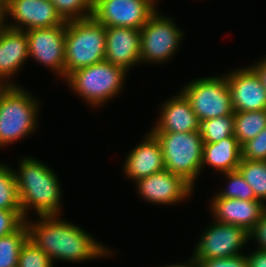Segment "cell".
<instances>
[{
	"mask_svg": "<svg viewBox=\"0 0 266 267\" xmlns=\"http://www.w3.org/2000/svg\"><path fill=\"white\" fill-rule=\"evenodd\" d=\"M39 221L25 219L29 239L51 260L81 262L110 255L111 250L101 245L83 228L62 220L58 215H39Z\"/></svg>",
	"mask_w": 266,
	"mask_h": 267,
	"instance_id": "1",
	"label": "cell"
},
{
	"mask_svg": "<svg viewBox=\"0 0 266 267\" xmlns=\"http://www.w3.org/2000/svg\"><path fill=\"white\" fill-rule=\"evenodd\" d=\"M18 166L19 170L13 172L24 218H28V211L33 208L38 216L59 215L62 192L53 169L32 157L22 158Z\"/></svg>",
	"mask_w": 266,
	"mask_h": 267,
	"instance_id": "2",
	"label": "cell"
},
{
	"mask_svg": "<svg viewBox=\"0 0 266 267\" xmlns=\"http://www.w3.org/2000/svg\"><path fill=\"white\" fill-rule=\"evenodd\" d=\"M106 27L93 17L66 23L64 79L83 67L105 60Z\"/></svg>",
	"mask_w": 266,
	"mask_h": 267,
	"instance_id": "3",
	"label": "cell"
},
{
	"mask_svg": "<svg viewBox=\"0 0 266 267\" xmlns=\"http://www.w3.org/2000/svg\"><path fill=\"white\" fill-rule=\"evenodd\" d=\"M39 102L19 85L0 87V148L34 133Z\"/></svg>",
	"mask_w": 266,
	"mask_h": 267,
	"instance_id": "4",
	"label": "cell"
},
{
	"mask_svg": "<svg viewBox=\"0 0 266 267\" xmlns=\"http://www.w3.org/2000/svg\"><path fill=\"white\" fill-rule=\"evenodd\" d=\"M151 133L161 145L165 169L181 176L194 188L202 172L204 142L200 131Z\"/></svg>",
	"mask_w": 266,
	"mask_h": 267,
	"instance_id": "5",
	"label": "cell"
},
{
	"mask_svg": "<svg viewBox=\"0 0 266 267\" xmlns=\"http://www.w3.org/2000/svg\"><path fill=\"white\" fill-rule=\"evenodd\" d=\"M127 72L104 60L75 70L64 80L86 103L99 107L120 94Z\"/></svg>",
	"mask_w": 266,
	"mask_h": 267,
	"instance_id": "6",
	"label": "cell"
},
{
	"mask_svg": "<svg viewBox=\"0 0 266 267\" xmlns=\"http://www.w3.org/2000/svg\"><path fill=\"white\" fill-rule=\"evenodd\" d=\"M179 91L188 99L200 122L219 116L234 115L225 75L194 79Z\"/></svg>",
	"mask_w": 266,
	"mask_h": 267,
	"instance_id": "7",
	"label": "cell"
},
{
	"mask_svg": "<svg viewBox=\"0 0 266 267\" xmlns=\"http://www.w3.org/2000/svg\"><path fill=\"white\" fill-rule=\"evenodd\" d=\"M156 10L140 29V62L164 63L178 49L184 32L171 18L161 16Z\"/></svg>",
	"mask_w": 266,
	"mask_h": 267,
	"instance_id": "8",
	"label": "cell"
},
{
	"mask_svg": "<svg viewBox=\"0 0 266 267\" xmlns=\"http://www.w3.org/2000/svg\"><path fill=\"white\" fill-rule=\"evenodd\" d=\"M156 4L155 0H93L92 17L105 27L140 30L156 11Z\"/></svg>",
	"mask_w": 266,
	"mask_h": 267,
	"instance_id": "9",
	"label": "cell"
},
{
	"mask_svg": "<svg viewBox=\"0 0 266 267\" xmlns=\"http://www.w3.org/2000/svg\"><path fill=\"white\" fill-rule=\"evenodd\" d=\"M202 234L193 251L195 260L241 255V249L250 241L244 228L216 220Z\"/></svg>",
	"mask_w": 266,
	"mask_h": 267,
	"instance_id": "10",
	"label": "cell"
},
{
	"mask_svg": "<svg viewBox=\"0 0 266 267\" xmlns=\"http://www.w3.org/2000/svg\"><path fill=\"white\" fill-rule=\"evenodd\" d=\"M25 32L28 36V56L64 79L66 23Z\"/></svg>",
	"mask_w": 266,
	"mask_h": 267,
	"instance_id": "11",
	"label": "cell"
},
{
	"mask_svg": "<svg viewBox=\"0 0 266 267\" xmlns=\"http://www.w3.org/2000/svg\"><path fill=\"white\" fill-rule=\"evenodd\" d=\"M7 15H11L13 24L5 22ZM62 23L67 21L60 16L56 6L49 0H11L3 18V25L23 31L58 26Z\"/></svg>",
	"mask_w": 266,
	"mask_h": 267,
	"instance_id": "12",
	"label": "cell"
},
{
	"mask_svg": "<svg viewBox=\"0 0 266 267\" xmlns=\"http://www.w3.org/2000/svg\"><path fill=\"white\" fill-rule=\"evenodd\" d=\"M136 182L138 193L145 201L160 205H173L189 198L193 187L181 176L164 169Z\"/></svg>",
	"mask_w": 266,
	"mask_h": 267,
	"instance_id": "13",
	"label": "cell"
},
{
	"mask_svg": "<svg viewBox=\"0 0 266 267\" xmlns=\"http://www.w3.org/2000/svg\"><path fill=\"white\" fill-rule=\"evenodd\" d=\"M225 76L234 112L266 110V89L251 66L236 69Z\"/></svg>",
	"mask_w": 266,
	"mask_h": 267,
	"instance_id": "14",
	"label": "cell"
},
{
	"mask_svg": "<svg viewBox=\"0 0 266 267\" xmlns=\"http://www.w3.org/2000/svg\"><path fill=\"white\" fill-rule=\"evenodd\" d=\"M210 209L216 221L235 225L251 232L266 211L260 200H240L213 196Z\"/></svg>",
	"mask_w": 266,
	"mask_h": 267,
	"instance_id": "15",
	"label": "cell"
},
{
	"mask_svg": "<svg viewBox=\"0 0 266 267\" xmlns=\"http://www.w3.org/2000/svg\"><path fill=\"white\" fill-rule=\"evenodd\" d=\"M28 36L25 31L9 28L3 25L0 28V85H17L12 76L21 69L28 58Z\"/></svg>",
	"mask_w": 266,
	"mask_h": 267,
	"instance_id": "16",
	"label": "cell"
},
{
	"mask_svg": "<svg viewBox=\"0 0 266 267\" xmlns=\"http://www.w3.org/2000/svg\"><path fill=\"white\" fill-rule=\"evenodd\" d=\"M105 60L126 71L140 63V30L106 27Z\"/></svg>",
	"mask_w": 266,
	"mask_h": 267,
	"instance_id": "17",
	"label": "cell"
},
{
	"mask_svg": "<svg viewBox=\"0 0 266 267\" xmlns=\"http://www.w3.org/2000/svg\"><path fill=\"white\" fill-rule=\"evenodd\" d=\"M123 169L124 175L133 182L165 169L161 145L150 131L144 140L129 152Z\"/></svg>",
	"mask_w": 266,
	"mask_h": 267,
	"instance_id": "18",
	"label": "cell"
},
{
	"mask_svg": "<svg viewBox=\"0 0 266 267\" xmlns=\"http://www.w3.org/2000/svg\"><path fill=\"white\" fill-rule=\"evenodd\" d=\"M161 106V115L150 132L200 131L201 122L181 91Z\"/></svg>",
	"mask_w": 266,
	"mask_h": 267,
	"instance_id": "19",
	"label": "cell"
},
{
	"mask_svg": "<svg viewBox=\"0 0 266 267\" xmlns=\"http://www.w3.org/2000/svg\"><path fill=\"white\" fill-rule=\"evenodd\" d=\"M241 159V145L234 136L203 144L202 168L208 165L221 174L231 172L237 170Z\"/></svg>",
	"mask_w": 266,
	"mask_h": 267,
	"instance_id": "20",
	"label": "cell"
},
{
	"mask_svg": "<svg viewBox=\"0 0 266 267\" xmlns=\"http://www.w3.org/2000/svg\"><path fill=\"white\" fill-rule=\"evenodd\" d=\"M266 127V110L234 112V137L240 145Z\"/></svg>",
	"mask_w": 266,
	"mask_h": 267,
	"instance_id": "21",
	"label": "cell"
},
{
	"mask_svg": "<svg viewBox=\"0 0 266 267\" xmlns=\"http://www.w3.org/2000/svg\"><path fill=\"white\" fill-rule=\"evenodd\" d=\"M29 238L28 227L24 223L17 231L0 237V267H17L21 248Z\"/></svg>",
	"mask_w": 266,
	"mask_h": 267,
	"instance_id": "22",
	"label": "cell"
},
{
	"mask_svg": "<svg viewBox=\"0 0 266 267\" xmlns=\"http://www.w3.org/2000/svg\"><path fill=\"white\" fill-rule=\"evenodd\" d=\"M237 170L251 186L255 197L266 203V161L241 159Z\"/></svg>",
	"mask_w": 266,
	"mask_h": 267,
	"instance_id": "23",
	"label": "cell"
},
{
	"mask_svg": "<svg viewBox=\"0 0 266 267\" xmlns=\"http://www.w3.org/2000/svg\"><path fill=\"white\" fill-rule=\"evenodd\" d=\"M200 134L204 143H216L234 136V115L201 121Z\"/></svg>",
	"mask_w": 266,
	"mask_h": 267,
	"instance_id": "24",
	"label": "cell"
},
{
	"mask_svg": "<svg viewBox=\"0 0 266 267\" xmlns=\"http://www.w3.org/2000/svg\"><path fill=\"white\" fill-rule=\"evenodd\" d=\"M0 209L22 210L13 169L0 164Z\"/></svg>",
	"mask_w": 266,
	"mask_h": 267,
	"instance_id": "25",
	"label": "cell"
},
{
	"mask_svg": "<svg viewBox=\"0 0 266 267\" xmlns=\"http://www.w3.org/2000/svg\"><path fill=\"white\" fill-rule=\"evenodd\" d=\"M227 178V187L216 193L217 198H230L240 200H258L251 186L246 182L238 170L222 173Z\"/></svg>",
	"mask_w": 266,
	"mask_h": 267,
	"instance_id": "26",
	"label": "cell"
},
{
	"mask_svg": "<svg viewBox=\"0 0 266 267\" xmlns=\"http://www.w3.org/2000/svg\"><path fill=\"white\" fill-rule=\"evenodd\" d=\"M65 21L92 17L93 0H49Z\"/></svg>",
	"mask_w": 266,
	"mask_h": 267,
	"instance_id": "27",
	"label": "cell"
},
{
	"mask_svg": "<svg viewBox=\"0 0 266 267\" xmlns=\"http://www.w3.org/2000/svg\"><path fill=\"white\" fill-rule=\"evenodd\" d=\"M17 267H53V262L28 238L21 248Z\"/></svg>",
	"mask_w": 266,
	"mask_h": 267,
	"instance_id": "28",
	"label": "cell"
},
{
	"mask_svg": "<svg viewBox=\"0 0 266 267\" xmlns=\"http://www.w3.org/2000/svg\"><path fill=\"white\" fill-rule=\"evenodd\" d=\"M241 157L246 160L266 161V127L255 138L241 145Z\"/></svg>",
	"mask_w": 266,
	"mask_h": 267,
	"instance_id": "29",
	"label": "cell"
},
{
	"mask_svg": "<svg viewBox=\"0 0 266 267\" xmlns=\"http://www.w3.org/2000/svg\"><path fill=\"white\" fill-rule=\"evenodd\" d=\"M25 223L22 210L0 209V237L17 231Z\"/></svg>",
	"mask_w": 266,
	"mask_h": 267,
	"instance_id": "30",
	"label": "cell"
},
{
	"mask_svg": "<svg viewBox=\"0 0 266 267\" xmlns=\"http://www.w3.org/2000/svg\"><path fill=\"white\" fill-rule=\"evenodd\" d=\"M199 267H248L247 256L244 254L223 258L196 260Z\"/></svg>",
	"mask_w": 266,
	"mask_h": 267,
	"instance_id": "31",
	"label": "cell"
},
{
	"mask_svg": "<svg viewBox=\"0 0 266 267\" xmlns=\"http://www.w3.org/2000/svg\"><path fill=\"white\" fill-rule=\"evenodd\" d=\"M250 240L257 242L258 249L266 250V211L256 223L254 229L249 233Z\"/></svg>",
	"mask_w": 266,
	"mask_h": 267,
	"instance_id": "32",
	"label": "cell"
},
{
	"mask_svg": "<svg viewBox=\"0 0 266 267\" xmlns=\"http://www.w3.org/2000/svg\"><path fill=\"white\" fill-rule=\"evenodd\" d=\"M248 267H266V250L254 249V252L246 255Z\"/></svg>",
	"mask_w": 266,
	"mask_h": 267,
	"instance_id": "33",
	"label": "cell"
},
{
	"mask_svg": "<svg viewBox=\"0 0 266 267\" xmlns=\"http://www.w3.org/2000/svg\"><path fill=\"white\" fill-rule=\"evenodd\" d=\"M260 77L263 86L266 89V58L263 57L256 64L250 65Z\"/></svg>",
	"mask_w": 266,
	"mask_h": 267,
	"instance_id": "34",
	"label": "cell"
},
{
	"mask_svg": "<svg viewBox=\"0 0 266 267\" xmlns=\"http://www.w3.org/2000/svg\"><path fill=\"white\" fill-rule=\"evenodd\" d=\"M164 267H199V265L196 262V260L191 257V259H189L188 262H185L182 264L181 263L172 264V265L164 266Z\"/></svg>",
	"mask_w": 266,
	"mask_h": 267,
	"instance_id": "35",
	"label": "cell"
},
{
	"mask_svg": "<svg viewBox=\"0 0 266 267\" xmlns=\"http://www.w3.org/2000/svg\"><path fill=\"white\" fill-rule=\"evenodd\" d=\"M11 0H0V15L4 18Z\"/></svg>",
	"mask_w": 266,
	"mask_h": 267,
	"instance_id": "36",
	"label": "cell"
},
{
	"mask_svg": "<svg viewBox=\"0 0 266 267\" xmlns=\"http://www.w3.org/2000/svg\"><path fill=\"white\" fill-rule=\"evenodd\" d=\"M3 26V17L0 15V28Z\"/></svg>",
	"mask_w": 266,
	"mask_h": 267,
	"instance_id": "37",
	"label": "cell"
}]
</instances>
